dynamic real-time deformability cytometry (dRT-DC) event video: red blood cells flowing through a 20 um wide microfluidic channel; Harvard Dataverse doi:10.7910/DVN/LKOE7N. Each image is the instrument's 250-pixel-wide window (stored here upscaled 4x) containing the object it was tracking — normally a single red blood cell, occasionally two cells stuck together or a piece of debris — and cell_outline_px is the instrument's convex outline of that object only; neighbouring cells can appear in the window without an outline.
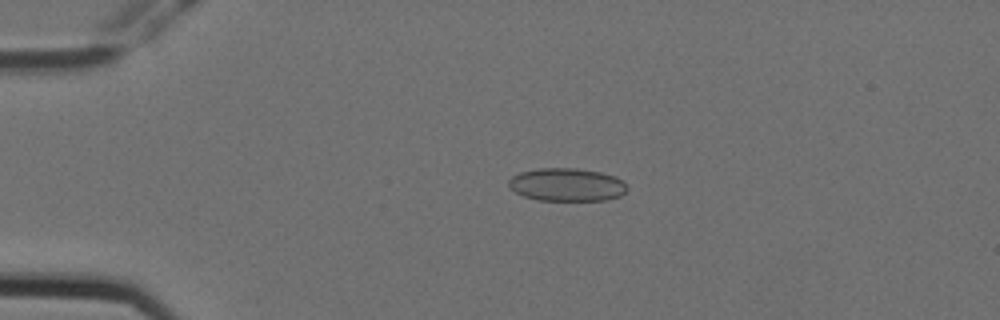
{"species": "Egyptian fruit bat (a non-hibernating species)", "species_latin": "Rousettus aegyptiacus", "temperature_condition": "cold", "stored_images_in_passage": 4, "camera_frame_rate_fps": 3000, "um_per_image_px": 0.085, "animal": {"sex": "female"}, "frame": {"image": 1, "passage_image": 3, "time_ms": 0.667, "image_size_px": [1000, 320], "cell_outline_px": [[628, 188], [620, 196], [608, 200], [540, 200], [524, 196], [516, 192], [508, 184], [508, 180], [512, 176], [520, 172], [536, 168], [576, 168], [600, 172], [616, 176], [624, 180], [628, 184]], "centroid_in_image_um": [48.22, 15.69], "position_along_channel_um": 36.8, "area_um2": 22.95}}